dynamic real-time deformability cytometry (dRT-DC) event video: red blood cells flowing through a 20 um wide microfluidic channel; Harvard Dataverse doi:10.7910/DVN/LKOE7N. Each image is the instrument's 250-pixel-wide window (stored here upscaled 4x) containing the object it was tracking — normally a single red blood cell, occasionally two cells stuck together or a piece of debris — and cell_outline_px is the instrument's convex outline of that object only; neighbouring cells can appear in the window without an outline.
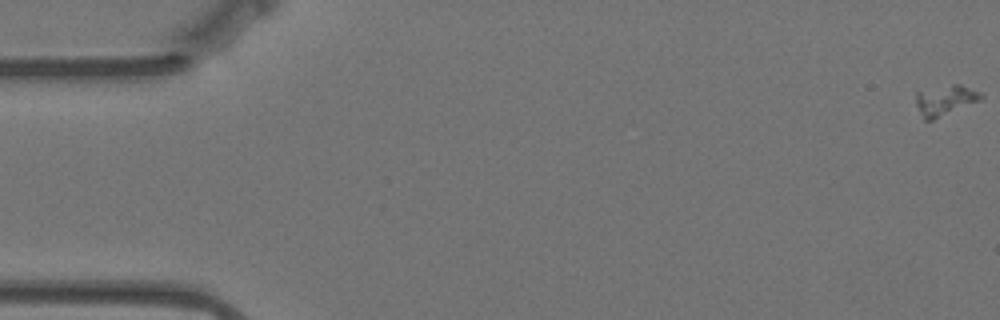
{"species": "Egyptian fruit bat (a non-hibernating species)", "species_latin": "Rousettus aegyptiacus", "temperature_condition": "warm", "stored_images_in_passage": 60, "camera_frame_rate_fps": 3000, "um_per_image_px": 0.085, "animal": {"sex": "female"}, "frame": {"image": 1, "passage_image": 1, "time_ms": 0.0, "image_size_px": [1000, 320], "cell_outline_px": [[984, 96], [980, 100], [932, 120], [924, 120], [916, 104], [916, 92], [952, 84], [960, 84], [980, 92]], "centroid_in_image_um": [80.34, 8.51], "position_along_channel_um": 4.7, "area_um2": 11.21}}
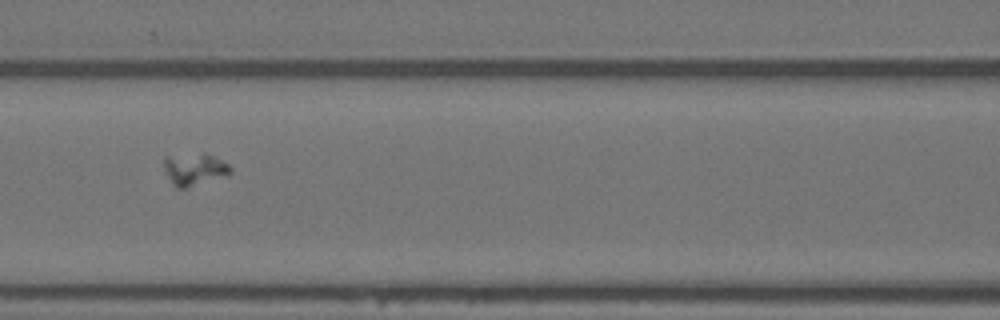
{"frame": {"image": 2, "passage_image": 26, "time_ms": 8.333, "image_size_px": [1000, 320], "cell_outline_px": [[232, 172], [228, 176], [184, 188], [176, 188], [172, 184], [164, 168], [164, 156], [212, 156], [228, 164], [232, 168]], "centroid_in_image_um": [16.54, 14.45], "position_along_channel_um": 150.1, "area_um2": 11.91}}
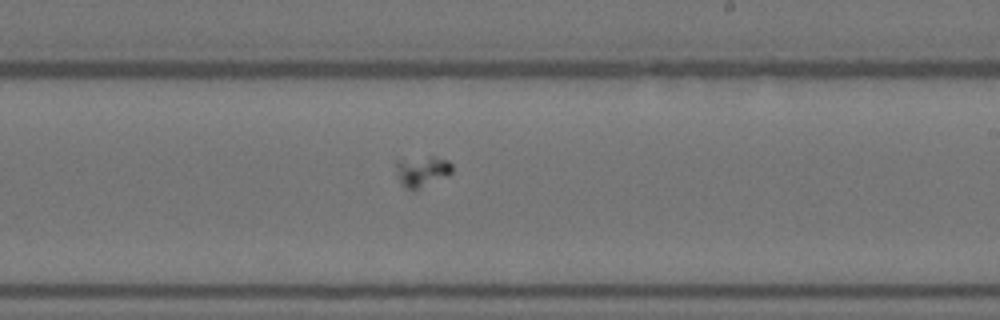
{"frame": {"image": 3, "passage_image": 35, "time_ms": 11.333, "image_size_px": [1000, 320], "cell_outline_px": [[452, 172], [448, 176], [416, 188], [404, 188], [400, 184], [396, 176], [396, 160], [428, 156], [436, 156], [448, 160], [452, 164]], "centroid_in_image_um": [35.86, 14.52], "position_along_channel_um": 253.1, "area_um2": 10.06}}